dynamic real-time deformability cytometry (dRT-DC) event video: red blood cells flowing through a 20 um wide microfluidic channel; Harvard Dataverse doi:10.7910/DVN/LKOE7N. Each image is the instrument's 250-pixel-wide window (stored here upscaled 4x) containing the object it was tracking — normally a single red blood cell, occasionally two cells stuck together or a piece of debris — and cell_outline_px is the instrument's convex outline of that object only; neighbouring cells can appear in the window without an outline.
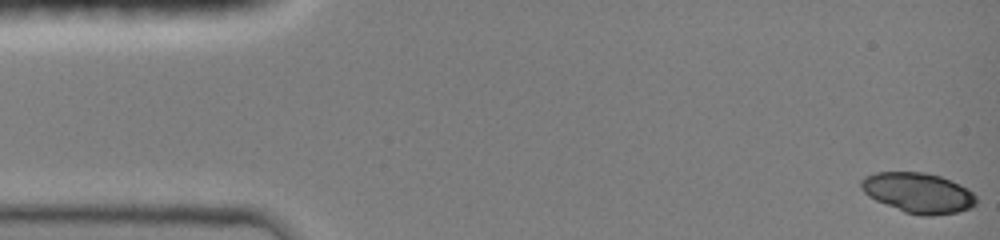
{"species": "common noctule bat (a hibernating species)", "species_latin": "Nyctalus noctula", "temperature_condition": "room temperature", "stored_images_in_passage": 5, "camera_frame_rate_fps": 3000, "um_per_image_px": 0.085, "animal": {"sex": "female", "body_mass_g": 19.0, "forearm_length_mm": 51.5}, "frame": {"image": 1, "passage_image": 1, "time_ms": 0.0, "image_size_px": [1000, 240], "cell_outline_px": [[976, 204], [968, 208], [956, 212], [932, 216], [920, 216], [904, 212], [876, 200], [868, 196], [860, 188], [860, 180], [876, 172], [924, 172], [940, 176], [972, 192], [976, 196]], "centroid_in_image_um": [78.0, 16.4], "position_along_channel_um": 7.0, "area_um2": 26.65}}